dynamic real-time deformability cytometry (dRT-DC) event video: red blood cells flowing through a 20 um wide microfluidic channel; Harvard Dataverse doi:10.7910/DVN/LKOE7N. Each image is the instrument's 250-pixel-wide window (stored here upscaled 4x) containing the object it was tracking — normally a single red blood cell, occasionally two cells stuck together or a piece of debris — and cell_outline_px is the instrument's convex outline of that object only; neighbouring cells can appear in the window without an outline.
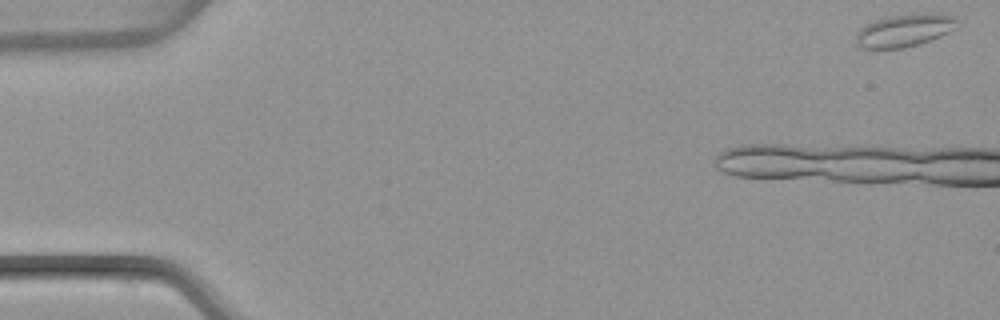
{"species": "common noctule bat (a hibernating species)", "species_latin": "Nyctalus noctula", "temperature_condition": "warm", "stored_images_in_passage": 8, "camera_frame_rate_fps": 3000, "um_per_image_px": 0.085, "animal": {"sex": "female", "body_mass_g": 22.7, "forearm_length_mm": 54.2}, "frame": {"image": 1, "passage_image": 1, "time_ms": 0.0, "image_size_px": [1000, 320], "cell_outline_px": [[956, 28], [940, 36], [904, 48], [860, 48], [856, 44], [856, 32], [860, 28], [876, 20], [888, 16], [912, 12], [936, 12], [956, 16]], "centroid_in_image_um": [76.89, 2.54], "position_along_channel_um": 8.1, "area_um2": 19.48}}